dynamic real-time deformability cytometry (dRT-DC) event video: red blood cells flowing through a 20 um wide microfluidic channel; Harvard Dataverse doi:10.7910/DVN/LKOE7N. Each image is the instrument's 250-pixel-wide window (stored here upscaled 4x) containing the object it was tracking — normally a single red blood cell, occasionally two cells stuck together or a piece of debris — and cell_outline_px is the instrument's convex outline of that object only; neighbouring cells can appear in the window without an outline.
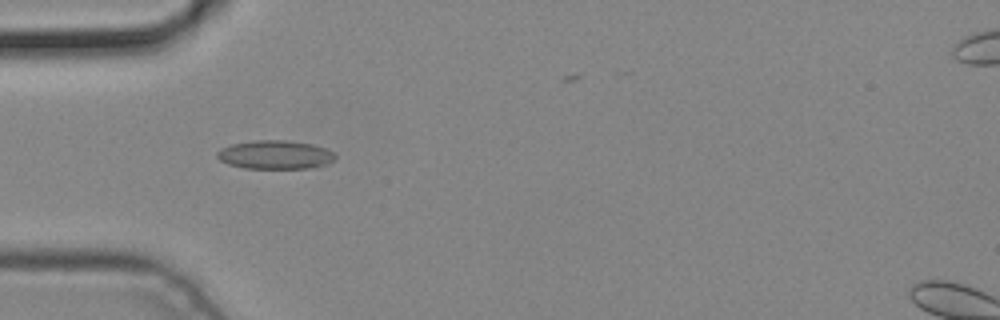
{"species": "common noctule bat (a hibernating species)", "species_latin": "Nyctalus noctula", "temperature_condition": "cold", "stored_images_in_passage": 5, "camera_frame_rate_fps": 3000, "um_per_image_px": 0.085, "animal": {"sex": "male", "body_mass_g": 19.2, "forearm_length_mm": 51.8}, "frame": {"image": 1, "passage_image": 3, "time_ms": 0.667, "image_size_px": [1000, 320], "cell_outline_px": [[336, 160], [328, 164], [308, 168], [244, 168], [228, 164], [220, 160], [216, 156], [216, 152], [220, 148], [232, 144], [256, 140], [288, 140], [312, 144], [324, 148], [332, 152], [336, 156]], "centroid_in_image_um": [23.38, 13.15], "position_along_channel_um": 61.6, "area_um2": 19.77}}
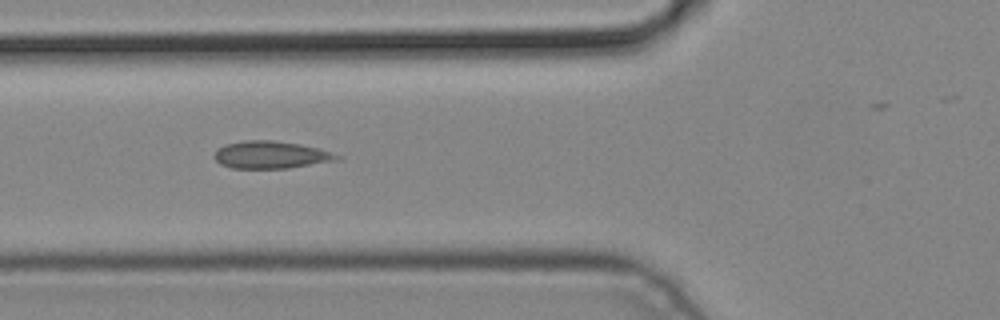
{"frame": {"image": 2, "passage_image": 4, "time_ms": 1.0, "image_size_px": [1000, 320], "cell_outline_px": [[344, 156], [340, 160], [288, 168], [232, 168], [220, 164], [212, 156], [216, 148], [224, 144], [244, 140], [272, 140], [300, 144], [316, 148]], "centroid_in_image_um": [23.0, 13.16], "position_along_channel_um": 102.8, "area_um2": 19.77}}